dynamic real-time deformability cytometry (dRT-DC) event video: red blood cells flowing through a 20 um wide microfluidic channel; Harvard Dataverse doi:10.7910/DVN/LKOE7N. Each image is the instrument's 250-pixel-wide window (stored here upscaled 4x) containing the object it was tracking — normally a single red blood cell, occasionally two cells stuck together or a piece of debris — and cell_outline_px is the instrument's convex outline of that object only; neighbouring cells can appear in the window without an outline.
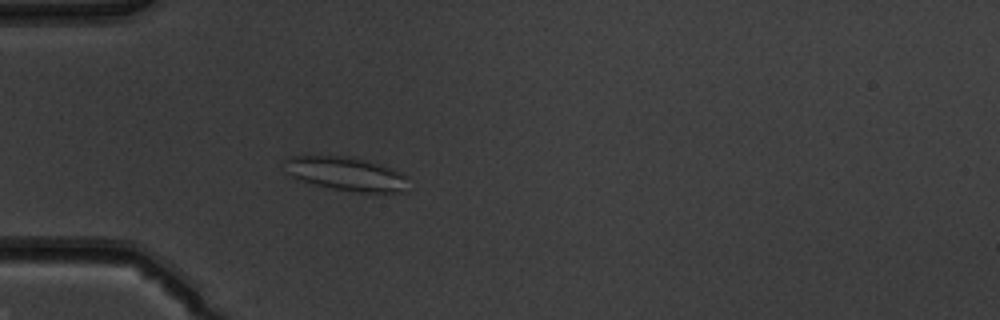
{"species": "common noctule bat (a hibernating species)", "species_latin": "Nyctalus noctula", "temperature_condition": "warm", "stored_images_in_passage": 52, "camera_frame_rate_fps": 3000, "um_per_image_px": 0.085, "animal": {"sex": "male", "body_mass_g": 19.5, "forearm_length_mm": 54.6}, "frame": {"image": 1, "passage_image": 17, "time_ms": 5.333, "image_size_px": [1000, 320], "cell_outline_px": [[408, 192], [360, 192], [332, 188], [300, 180], [284, 172], [284, 160], [288, 156], [352, 156], [380, 164], [400, 172], [408, 176]], "centroid_in_image_um": [29.44, 14.77], "position_along_channel_um": 55.6, "area_um2": 24.51}}
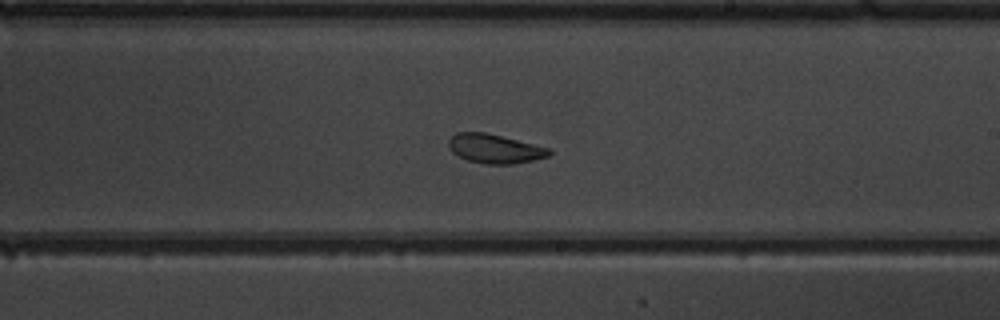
{"frame": {"image": 2, "passage_image": 32, "time_ms": 10.333, "image_size_px": [1000, 320], "cell_outline_px": [[552, 152], [548, 156], [532, 160], [512, 164], [484, 164], [468, 160], [452, 152], [448, 144], [448, 140], [456, 132], [484, 132], [552, 148]], "centroid_in_image_um": [42.07, 12.63], "position_along_channel_um": 246.9, "area_um2": 16.99}}
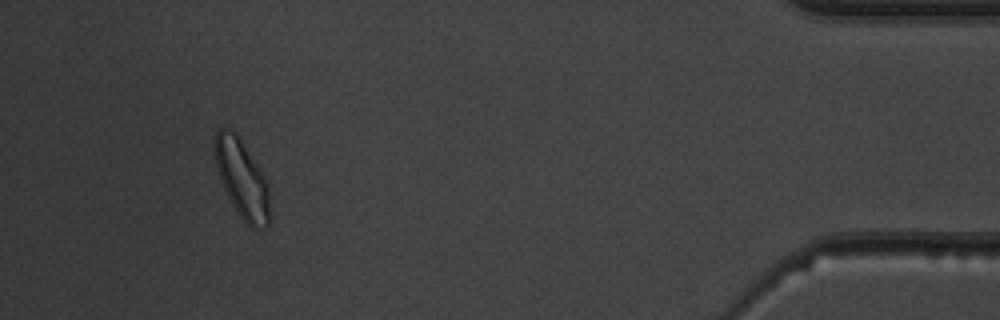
{"frame": {"image": 3, "passage_image": 49, "time_ms": 16.0, "image_size_px": [1000, 320], "cell_outline_px": [[268, 224], [264, 228], [252, 228], [240, 216], [228, 196], [224, 188], [216, 168], [212, 152], [212, 148], [216, 132], [220, 128], [228, 128], [236, 132], [260, 172], [268, 188]], "centroid_in_image_um": [20.49, 15.15], "position_along_channel_um": 414.7, "area_um2": 24.39}, "authors_computed_cell_mechanics": {"area_um2": 22.3975, "velocity_mm_per_s": 3.9988, "shape_relaxation_time_tau1_ms": 1.9725, "shape_relaxation_time_tau2_ms": 3.9783, "deformation_change_tau1": 0.087, "deformation_change_tau2": 0.109}}